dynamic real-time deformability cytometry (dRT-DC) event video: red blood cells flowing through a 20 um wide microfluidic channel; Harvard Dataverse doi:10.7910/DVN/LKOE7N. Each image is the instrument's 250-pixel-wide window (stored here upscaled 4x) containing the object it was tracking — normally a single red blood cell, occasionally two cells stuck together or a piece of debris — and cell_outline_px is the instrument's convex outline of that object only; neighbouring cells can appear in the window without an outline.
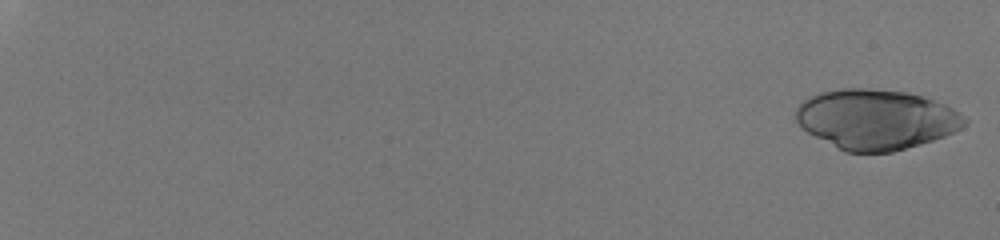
{"species": "human", "species_latin": "Homo sapiens", "temperature_condition": "room temperature", "stored_images_in_passage": 26, "camera_frame_rate_fps": 3000, "um_per_image_px": 0.085, "donor": {"sex": "male"}, "frame": {"image": 1, "passage_image": 1, "time_ms": 0.0, "image_size_px": [1000, 240], "cell_outline_px": [[968, 120], [960, 128], [944, 136], [932, 140], [892, 152], [844, 152], [800, 128], [796, 120], [796, 108], [808, 96], [820, 92], [840, 88], [868, 88], [908, 92], [924, 96], [944, 104], [960, 112]], "centroid_in_image_um": [74.43, 10.13], "position_along_channel_um": 10.6, "area_um2": 59.07}}
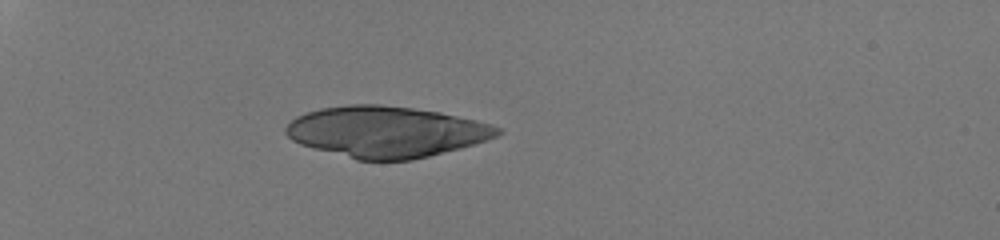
{"frame": {"image": 2, "passage_image": 19, "time_ms": 6.0, "image_size_px": [1000, 240], "cell_outline_px": [[504, 132], [488, 140], [460, 148], [412, 160], [356, 160], [312, 148], [300, 144], [292, 140], [284, 132], [284, 128], [296, 116], [304, 112], [320, 108], [348, 104], [380, 104], [412, 108], [440, 112], [476, 120], [492, 124], [500, 128]], "centroid_in_image_um": [32.8, 11.2], "position_along_channel_um": 52.2, "area_um2": 63.23}}